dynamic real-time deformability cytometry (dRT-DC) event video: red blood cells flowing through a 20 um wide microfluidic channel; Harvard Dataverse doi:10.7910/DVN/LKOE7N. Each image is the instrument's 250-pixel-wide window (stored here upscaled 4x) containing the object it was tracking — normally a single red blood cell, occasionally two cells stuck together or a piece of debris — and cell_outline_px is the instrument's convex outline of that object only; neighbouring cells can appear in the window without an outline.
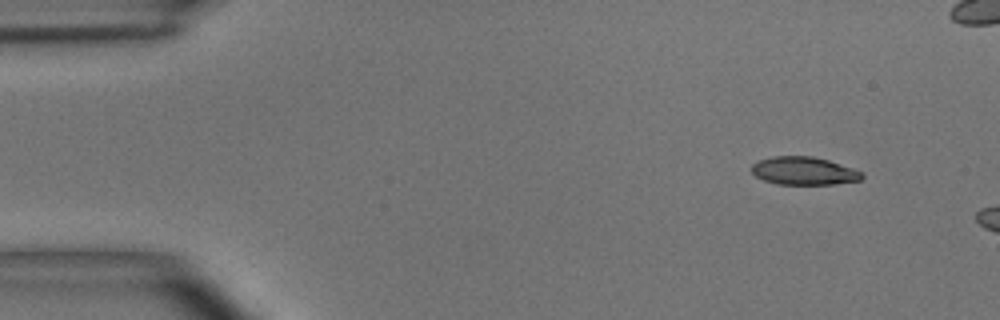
{"species": "common noctule bat (a hibernating species)", "species_latin": "Nyctalus noctula", "temperature_condition": "room temperature", "stored_images_in_passage": 3, "camera_frame_rate_fps": 3000, "um_per_image_px": 0.085, "animal": {"sex": "male", "body_mass_g": 15.6}, "frame": {"image": 1, "passage_image": 1, "time_ms": 0.0, "image_size_px": [1000, 320], "cell_outline_px": [[864, 176], [860, 180], [832, 184], [776, 184], [764, 180], [756, 176], [752, 172], [752, 164], [756, 160], [772, 156], [812, 156], [828, 160], [860, 172]], "centroid_in_image_um": [68.25, 14.52], "position_along_channel_um": 16.7, "area_um2": 17.8}}